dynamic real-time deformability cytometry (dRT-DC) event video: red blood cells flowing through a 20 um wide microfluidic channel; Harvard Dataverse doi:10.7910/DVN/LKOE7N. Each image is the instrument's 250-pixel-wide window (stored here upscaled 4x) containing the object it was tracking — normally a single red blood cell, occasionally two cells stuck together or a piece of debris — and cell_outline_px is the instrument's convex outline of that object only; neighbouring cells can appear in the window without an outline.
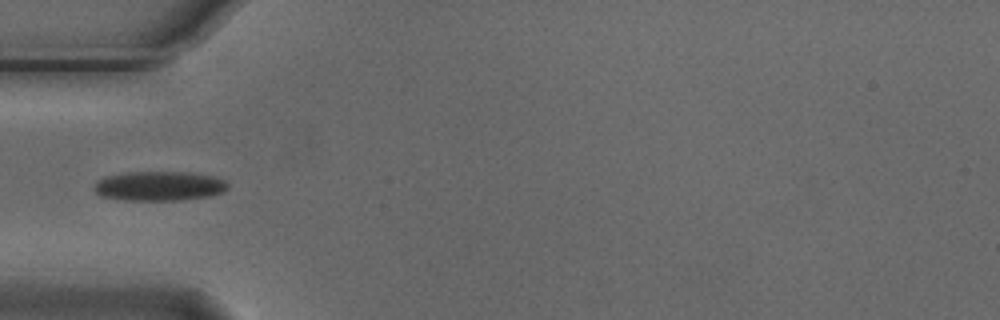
{"species": "Egyptian fruit bat (a non-hibernating species)", "species_latin": "Rousettus aegyptiacus", "temperature_condition": "cold", "stored_images_in_passage": 4, "camera_frame_rate_fps": 3000, "um_per_image_px": 0.085, "animal": {"sex": "male"}, "frame": {"image": 1, "passage_image": 4, "time_ms": 1.0, "image_size_px": [1000, 320], "cell_outline_px": [[228, 188], [224, 192], [208, 196], [184, 200], [124, 200], [100, 196], [92, 188], [100, 180], [108, 176], [128, 172], [196, 172], [212, 176], [224, 180], [228, 184]], "centroid_in_image_um": [13.57, 15.81], "position_along_channel_um": 71.4, "area_um2": 23.0}}